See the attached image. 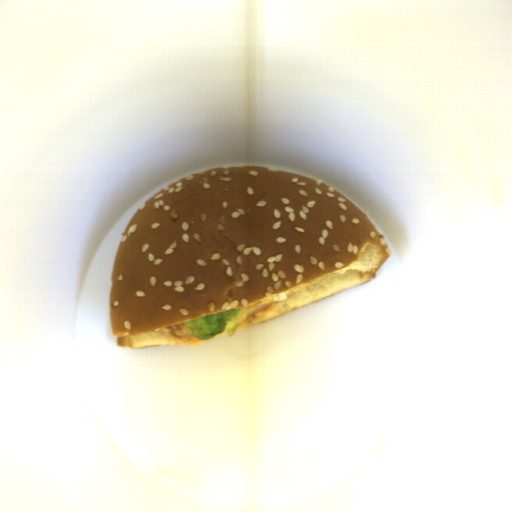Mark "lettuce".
Wrapping results in <instances>:
<instances>
[{"instance_id": "obj_1", "label": "lettuce", "mask_w": 512, "mask_h": 512, "mask_svg": "<svg viewBox=\"0 0 512 512\" xmlns=\"http://www.w3.org/2000/svg\"><path fill=\"white\" fill-rule=\"evenodd\" d=\"M249 312L248 306L245 308H230L219 311L216 314L203 315L183 322L193 337L198 340H211L219 334H228L233 336L236 327L240 326Z\"/></svg>"}]
</instances>
